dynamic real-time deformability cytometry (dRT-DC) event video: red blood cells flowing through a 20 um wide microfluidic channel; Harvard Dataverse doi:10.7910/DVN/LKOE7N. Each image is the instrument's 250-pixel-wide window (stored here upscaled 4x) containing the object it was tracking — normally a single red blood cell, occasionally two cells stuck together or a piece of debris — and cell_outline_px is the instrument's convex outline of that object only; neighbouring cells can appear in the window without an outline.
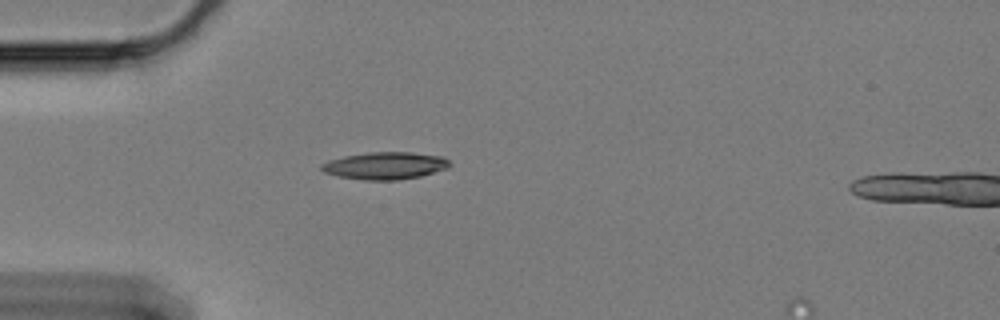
{"species": "Egyptian fruit bat (a non-hibernating species)", "species_latin": "Rousettus aegyptiacus", "temperature_condition": "cold", "stored_images_in_passage": 28, "camera_frame_rate_fps": 3000, "um_per_image_px": 0.085, "animal": {"sex": "female"}, "frame": {"image": 1, "passage_image": 1, "time_ms": 0.0, "image_size_px": [1000, 320], "cell_outline_px": [[452, 164], [448, 168], [420, 176], [396, 180], [364, 180], [340, 176], [324, 172], [320, 168], [320, 164], [328, 160], [344, 156], [368, 152], [412, 152], [444, 156]], "centroid_in_image_um": [32.75, 14.07], "position_along_channel_um": 52.2, "area_um2": 20.46}}
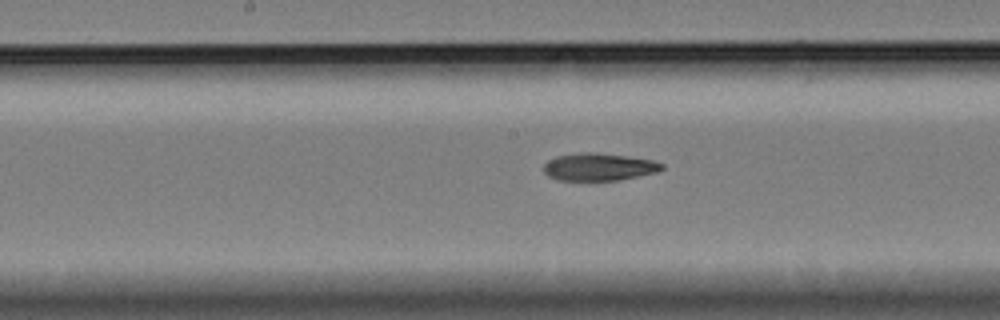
{"frame": {"image": 2, "passage_image": 15, "time_ms": 4.667, "image_size_px": [1000, 320], "cell_outline_px": [[664, 168], [656, 172], [616, 180], [556, 180], [548, 176], [544, 172], [544, 164], [548, 160], [556, 156], [580, 152], [592, 152], [628, 156], [652, 160], [664, 164]], "centroid_in_image_um": [50.87, 14.18], "position_along_channel_um": 197.3, "area_um2": 18.84}}
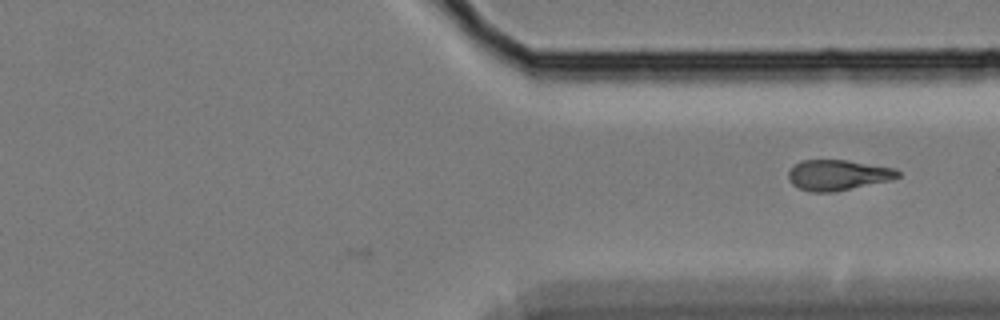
{"frame": {"image": 3, "passage_image": 28, "time_ms": 9.0, "image_size_px": [1000, 320], "cell_outline_px": [[900, 176], [888, 180], [836, 192], [808, 192], [792, 184], [788, 180], [788, 172], [796, 164], [804, 160], [844, 160], [896, 168], [900, 172]], "centroid_in_image_um": [71.2, 14.89], "position_along_channel_um": 340.2, "area_um2": 19.31}}